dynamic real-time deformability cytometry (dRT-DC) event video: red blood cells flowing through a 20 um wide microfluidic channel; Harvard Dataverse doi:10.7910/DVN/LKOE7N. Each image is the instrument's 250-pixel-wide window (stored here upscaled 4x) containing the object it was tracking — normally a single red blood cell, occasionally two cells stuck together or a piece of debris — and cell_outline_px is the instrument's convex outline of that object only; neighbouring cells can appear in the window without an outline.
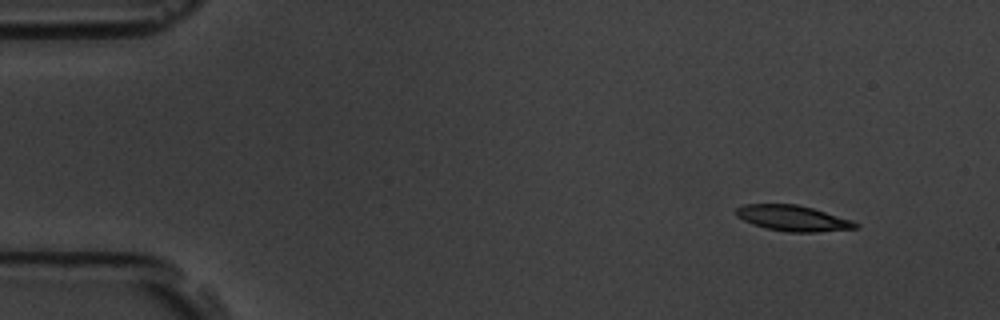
{"species": "common noctule bat (a hibernating species)", "species_latin": "Nyctalus noctula", "temperature_condition": "room temperature", "stored_images_in_passage": 52, "segment_of_instrument_passage": [1, 2], "camera_frame_rate_fps": 3000, "um_per_image_px": 0.085, "animal": {"sex": "male", "body_mass_g": 19.5, "forearm_length_mm": 54.6}, "frame": {"image": 1, "passage_image": 1, "time_ms": 0.0, "image_size_px": [1000, 320], "cell_outline_px": [[860, 228], [816, 232], [784, 232], [764, 228], [752, 224], [736, 216], [736, 208], [744, 204], [796, 204], [812, 208], [852, 220], [860, 224]], "centroid_in_image_um": [67.4, 18.56], "position_along_channel_um": 17.6, "area_um2": 17.98}}
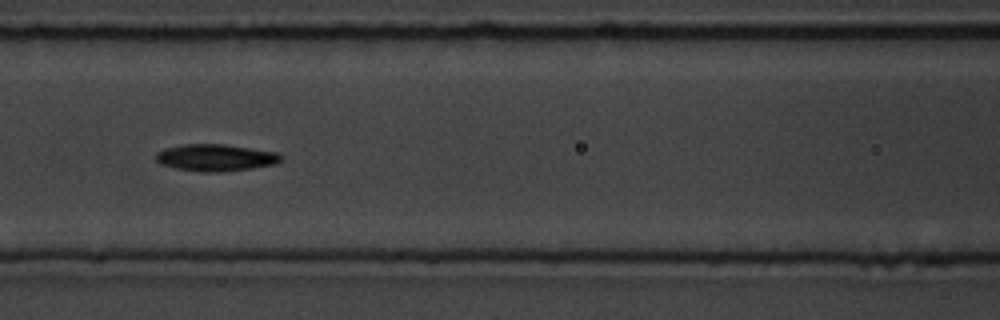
{"frame": {"image": 2, "passage_image": 20, "time_ms": 6.333, "image_size_px": [1000, 320], "cell_outline_px": [[284, 160], [276, 164], [252, 168], [220, 172], [200, 172], [176, 168], [160, 164], [156, 160], [156, 152], [164, 148], [184, 144], [224, 144], [276, 152], [284, 156]], "centroid_in_image_um": [18.35, 13.4], "position_along_channel_um": 148.3, "area_um2": 19.77}}
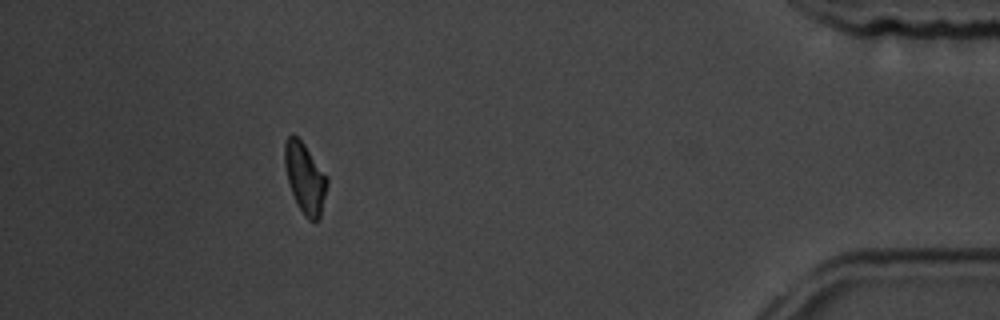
{"frame": {"image": 3, "passage_image": 46, "time_ms": 15.0, "image_size_px": [1000, 320], "cell_outline_px": [[328, 184], [320, 220], [308, 220], [304, 216], [296, 204], [288, 180], [284, 164], [284, 144], [288, 136], [292, 132], [304, 144], [328, 176]], "centroid_in_image_um": [25.94, 15.14], "position_along_channel_um": 409.3, "area_um2": 17.63}}